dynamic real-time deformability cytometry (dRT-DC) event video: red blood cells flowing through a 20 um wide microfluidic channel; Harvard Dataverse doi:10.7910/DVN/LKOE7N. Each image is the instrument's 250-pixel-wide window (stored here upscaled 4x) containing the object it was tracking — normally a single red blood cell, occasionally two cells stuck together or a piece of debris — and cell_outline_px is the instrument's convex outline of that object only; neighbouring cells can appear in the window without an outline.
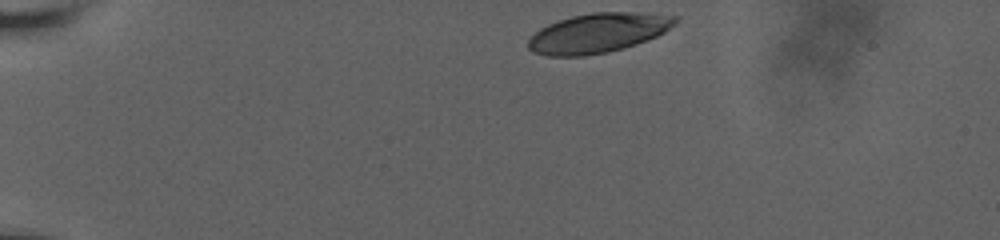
{"species": "human", "species_latin": "Homo sapiens", "temperature_condition": "room temperature", "stored_images_in_passage": 38, "camera_frame_rate_fps": 3000, "um_per_image_px": 0.085, "donor": {"sex": "male"}, "frame": {"image": 1, "passage_image": 1, "time_ms": 0.0, "image_size_px": [1000, 240], "cell_outline_px": [[680, 20], [664, 32], [656, 36], [636, 44], [624, 48], [608, 52], [584, 56], [548, 56], [532, 52], [528, 48], [528, 40], [540, 28], [548, 24], [572, 16], [592, 12], [640, 12], [680, 16]], "centroid_in_image_um": [50.86, 2.8], "position_along_channel_um": 34.1, "area_um2": 33.99}}
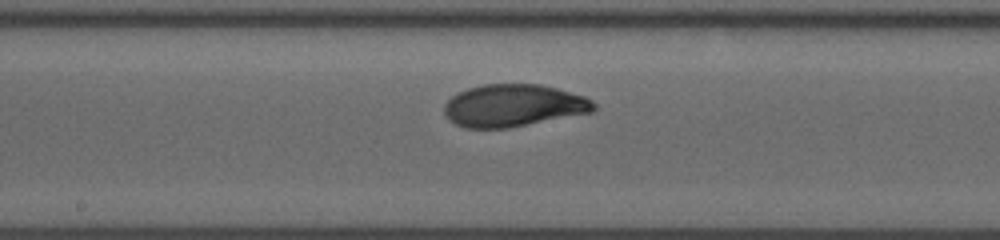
{"frame": {"image": 2, "passage_image": 21, "time_ms": 6.667, "image_size_px": [1000, 240], "cell_outline_px": [[596, 108], [592, 112], [508, 128], [464, 128], [448, 120], [444, 116], [444, 104], [452, 96], [468, 88], [484, 84], [540, 84], [556, 88], [584, 96], [592, 100], [596, 104]], "centroid_in_image_um": [43.62, 8.97], "position_along_channel_um": 204.6, "area_um2": 36.93}}
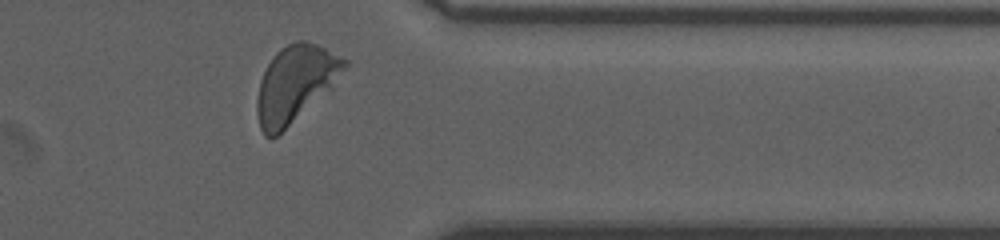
{"frame": {"image": 3, "passage_image": 36, "time_ms": 11.667, "image_size_px": [1000, 240], "cell_outline_px": [[348, 64], [332, 92], [276, 136], [264, 136], [260, 128], [256, 112], [256, 100], [260, 80], [272, 56], [280, 48], [296, 40], [304, 40], [316, 44], [348, 60]], "centroid_in_image_um": [25.13, 7.14], "position_along_channel_um": 386.3, "area_um2": 39.65}, "authors_computed_cell_mechanics": {"area_um2": 36.7319, "velocity_mm_per_s": 3.7513, "shape_relaxation_time_tau1_ms": 3.8903, "shape_relaxation_time_tau2_ms": null, "deformation_change_tau1": 0.1747, "deformation_change_tau2": null}}